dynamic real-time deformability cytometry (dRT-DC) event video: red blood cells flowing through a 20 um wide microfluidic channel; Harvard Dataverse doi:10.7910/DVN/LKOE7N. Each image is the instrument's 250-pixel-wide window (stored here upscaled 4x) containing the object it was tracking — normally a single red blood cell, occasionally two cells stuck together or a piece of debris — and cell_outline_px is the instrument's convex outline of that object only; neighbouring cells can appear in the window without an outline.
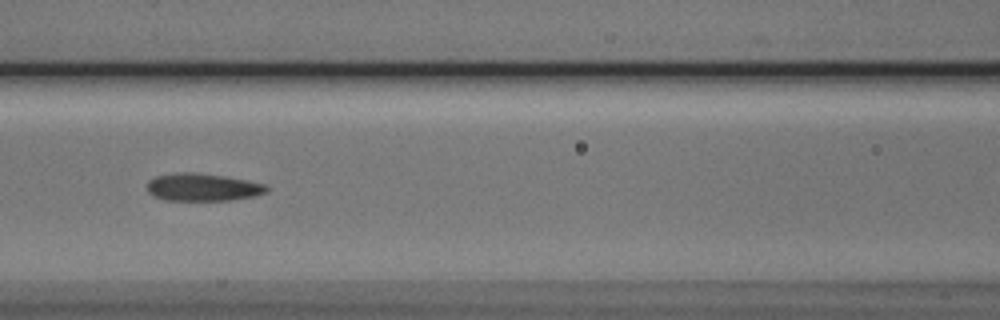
{"species": "Egyptian fruit bat (a non-hibernating species)", "species_latin": "Rousettus aegyptiacus", "temperature_condition": "cold", "stored_images_in_passage": 6, "camera_frame_rate_fps": 3000, "um_per_image_px": 0.085, "animal": {"sex": "male"}, "frame": {"image": 1, "passage_image": 3, "time_ms": 2.333, "image_size_px": [1000, 320], "cell_outline_px": [[268, 192], [256, 196], [232, 200], [164, 200], [148, 192], [148, 180], [156, 176], [180, 172], [192, 172], [224, 176], [264, 184], [268, 188]], "centroid_in_image_um": [17.24, 15.92], "position_along_channel_um": 149.4, "area_um2": 19.07}}
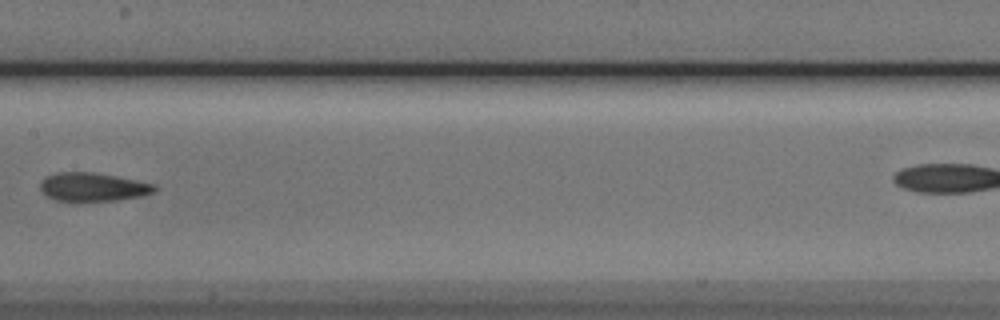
{"frame": {"image": 2, "passage_image": 4, "time_ms": 3.667, "image_size_px": [1000, 320], "cell_outline_px": [[160, 188], [156, 192], [116, 200], [56, 200], [48, 196], [40, 188], [40, 180], [44, 176], [56, 172], [92, 172], [116, 176], [156, 184]], "centroid_in_image_um": [7.9, 15.86], "position_along_channel_um": 199.5, "area_um2": 18.84}}
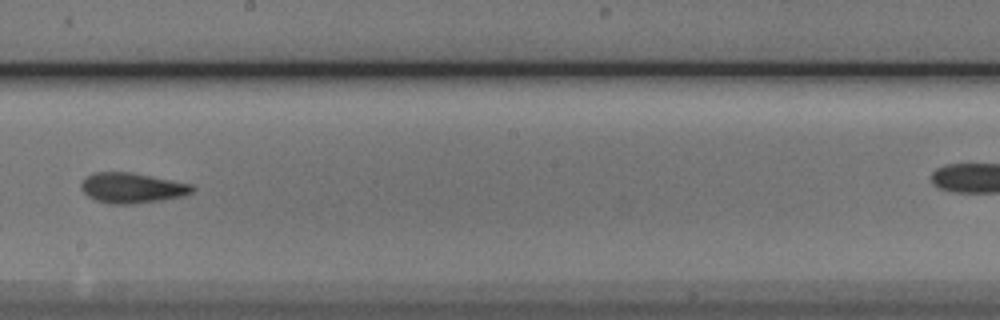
{"frame": {"image": 3, "passage_image": 5, "time_ms": 4.667, "image_size_px": [1000, 320], "cell_outline_px": [[196, 188], [192, 192], [184, 196], [160, 200], [132, 204], [108, 204], [96, 200], [88, 196], [80, 188], [80, 184], [92, 172], [132, 172], [192, 184]], "centroid_in_image_um": [11.23, 15.97], "position_along_channel_um": 237.0, "area_um2": 19.65}}